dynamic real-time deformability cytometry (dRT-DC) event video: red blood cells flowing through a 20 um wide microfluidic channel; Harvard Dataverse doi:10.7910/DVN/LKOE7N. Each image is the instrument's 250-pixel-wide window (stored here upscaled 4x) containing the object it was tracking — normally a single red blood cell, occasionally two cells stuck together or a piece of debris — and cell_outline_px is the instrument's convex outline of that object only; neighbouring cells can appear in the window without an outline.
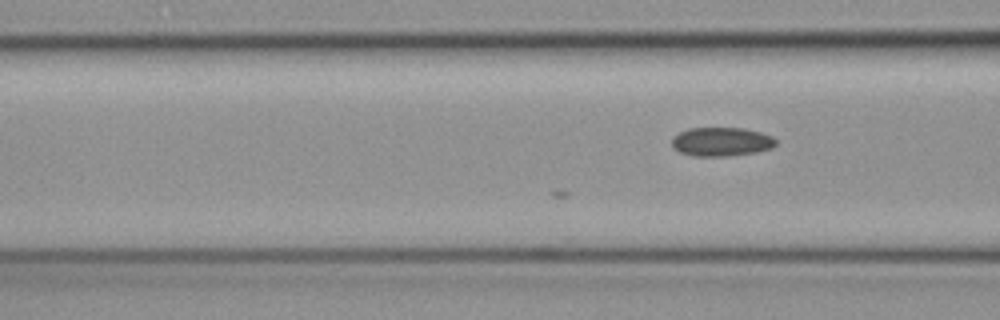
{"species": "common noctule bat (a hibernating species)", "species_latin": "Nyctalus noctula", "temperature_condition": "cold", "stored_images_in_passage": 4, "camera_frame_rate_fps": 3000, "um_per_image_px": 0.085, "animal": {"sex": "female", "body_mass_g": 19.3, "forearm_length_mm": 54.1}, "frame": {"image": 1, "passage_image": 4, "time_ms": 1.0, "image_size_px": [1000, 320], "cell_outline_px": [[776, 144], [772, 148], [756, 152], [728, 156], [692, 156], [680, 152], [672, 148], [672, 136], [688, 128], [744, 128], [760, 132], [772, 136], [776, 140]], "centroid_in_image_um": [61.3, 12.05], "position_along_channel_um": 105.3, "area_um2": 17.63}}